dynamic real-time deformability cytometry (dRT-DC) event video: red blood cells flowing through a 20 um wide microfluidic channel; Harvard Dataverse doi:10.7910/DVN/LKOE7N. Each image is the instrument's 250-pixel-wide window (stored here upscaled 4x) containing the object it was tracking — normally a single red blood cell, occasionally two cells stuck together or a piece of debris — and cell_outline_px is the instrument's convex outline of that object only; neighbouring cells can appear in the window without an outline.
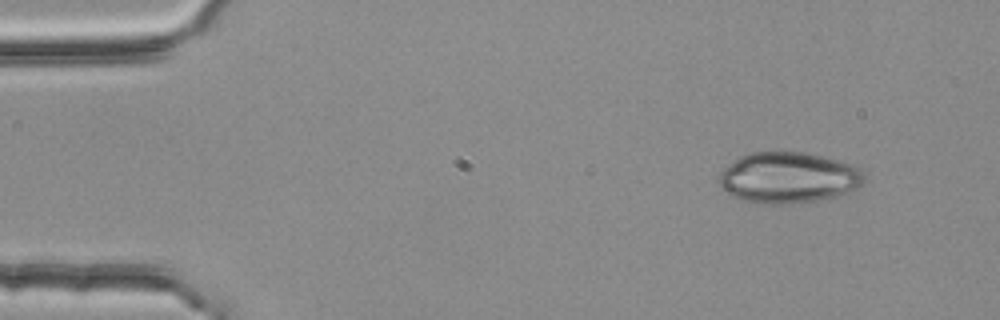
{"species": "common noctule bat (a hibernating species)", "species_latin": "Nyctalus noctula", "temperature_condition": "room temperature", "stored_images_in_passage": 4, "camera_frame_rate_fps": 3000, "um_per_image_px": 0.085, "animal": {"sex": "female", "body_mass_g": 25.1}, "frame": {"image": 1, "passage_image": 1, "time_ms": 0.0, "image_size_px": [1000, 320], "cell_outline_px": [[868, 176], [860, 184], [836, 196], [816, 200], [780, 204], [764, 204], [740, 200], [724, 192], [720, 184], [720, 172], [724, 168], [740, 156], [748, 152], [804, 152], [824, 156], [852, 164], [860, 168]], "centroid_in_image_um": [66.99, 15.09], "position_along_channel_um": 18.0, "area_um2": 43.0}}